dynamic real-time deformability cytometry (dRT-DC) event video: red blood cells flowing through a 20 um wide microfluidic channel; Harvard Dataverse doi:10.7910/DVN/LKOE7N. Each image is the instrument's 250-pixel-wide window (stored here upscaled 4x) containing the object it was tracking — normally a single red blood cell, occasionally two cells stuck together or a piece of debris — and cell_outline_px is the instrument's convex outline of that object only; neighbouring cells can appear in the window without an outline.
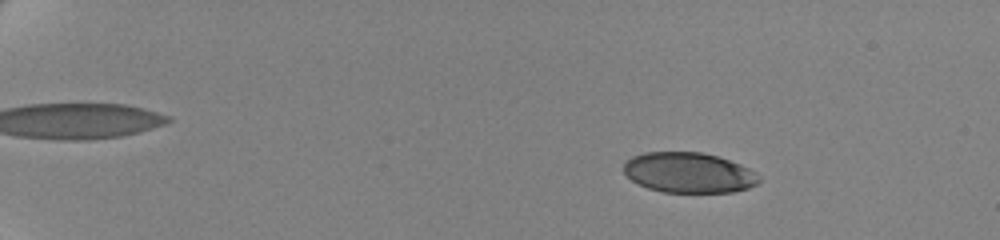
{"species": "human", "species_latin": "Homo sapiens", "temperature_condition": "cold", "stored_images_in_passage": 37, "camera_frame_rate_fps": 3000, "um_per_image_px": 0.085, "donor": {"sex": "female"}, "frame": {"image": 1, "passage_image": 11, "time_ms": 3.333, "image_size_px": [1000, 240], "cell_outline_px": [[760, 180], [756, 184], [748, 188], [732, 192], [664, 192], [648, 188], [632, 180], [624, 172], [624, 164], [632, 156], [644, 152], [704, 152], [740, 164], [756, 172], [760, 176]], "centroid_in_image_um": [58.56, 14.67], "position_along_channel_um": 26.4, "area_um2": 31.67}}
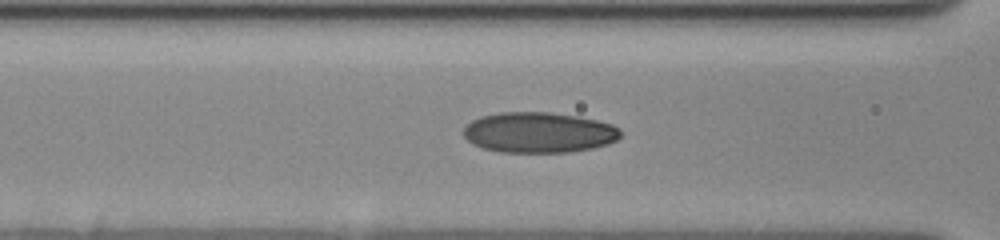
{"frame": {"image": 2, "passage_image": 30, "time_ms": 9.667, "image_size_px": [1000, 240], "cell_outline_px": [[620, 136], [616, 140], [608, 144], [592, 148], [568, 152], [500, 152], [484, 148], [472, 144], [464, 136], [464, 128], [472, 120], [480, 116], [500, 112], [548, 112], [576, 116], [596, 120], [612, 124], [620, 128]], "centroid_in_image_um": [45.79, 11.26], "position_along_channel_um": 120.8, "area_um2": 37.05}}
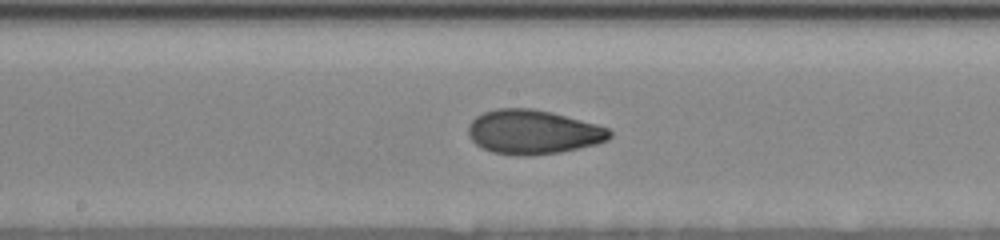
{"frame": {"image": 3, "passage_image": 37, "time_ms": 12.0, "image_size_px": [1000, 240], "cell_outline_px": [[612, 136], [608, 140], [596, 144], [580, 148], [560, 152], [528, 156], [516, 156], [492, 152], [476, 144], [468, 136], [468, 124], [476, 116], [484, 112], [496, 108], [532, 108], [552, 112], [596, 124], [608, 128], [612, 132]], "centroid_in_image_um": [45.3, 11.22], "position_along_channel_um": 202.9, "area_um2": 36.65}}